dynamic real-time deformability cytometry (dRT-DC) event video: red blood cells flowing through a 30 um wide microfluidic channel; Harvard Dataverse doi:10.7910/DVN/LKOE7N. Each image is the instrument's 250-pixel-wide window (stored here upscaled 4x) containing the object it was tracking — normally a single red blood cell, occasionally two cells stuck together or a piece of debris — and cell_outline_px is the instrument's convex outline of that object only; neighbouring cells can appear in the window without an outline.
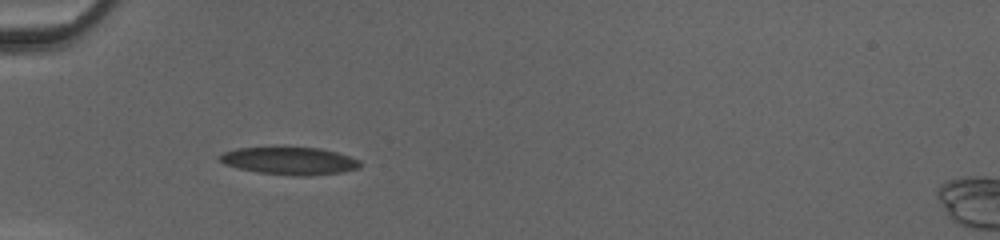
{"species": "common noctule bat (a hibernating species)", "species_latin": "Nyctalus noctula", "temperature_condition": "cold", "stored_images_in_passage": 31, "camera_frame_rate_fps": 3000, "um_per_image_px": 0.085, "animal": {"sex": "female", "body_mass_g": 20.0, "forearm_length_mm": 54.0}, "frame": {"image": 1, "passage_image": 1, "time_ms": 0.0, "image_size_px": [1000, 240], "cell_outline_px": [[360, 168], [340, 172], [304, 176], [296, 176], [260, 172], [240, 168], [224, 164], [220, 160], [220, 156], [224, 152], [236, 148], [320, 148], [336, 152], [360, 160]], "centroid_in_image_um": [24.64, 13.67], "position_along_channel_um": 60.4, "area_um2": 22.02}}
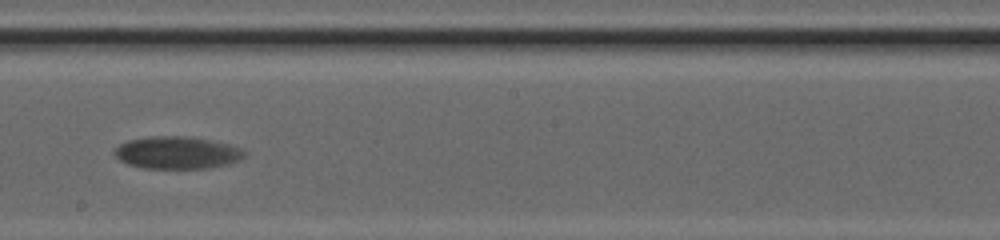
{"frame": {"image": 2, "passage_image": 15, "time_ms": 4.667, "image_size_px": [1000, 240], "cell_outline_px": [[244, 156], [240, 160], [228, 164], [208, 168], [144, 168], [128, 164], [120, 160], [112, 152], [120, 144], [128, 140], [152, 136], [192, 136], [228, 144], [240, 148], [244, 152]], "centroid_in_image_um": [15.04, 12.97], "position_along_channel_um": 233.2, "area_um2": 24.45}}
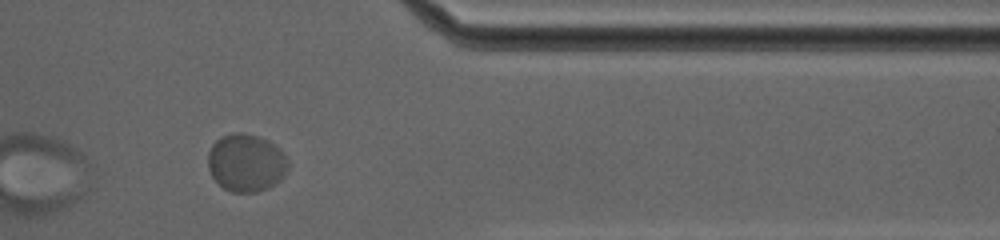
{"frame": {"image": 3, "passage_image": 28, "time_ms": 9.0, "image_size_px": [1000, 240], "cell_outline_px": [[288, 168], [284, 176], [280, 180], [256, 192], [232, 192], [224, 188], [212, 176], [208, 168], [208, 152], [212, 144], [220, 136], [232, 132], [240, 132], [256, 136], [268, 140], [280, 148], [288, 160]], "centroid_in_image_um": [20.91, 13.81], "position_along_channel_um": 390.5, "area_um2": 26.93}, "authors_computed_cell_mechanics": {"area_um2": 24.276, "velocity_mm_per_s": 3.9026, "shape_relaxation_time_tau1_ms": 3.3382, "shape_relaxation_time_tau2_ms": null, "deformation_change_tau1": 0.0815, "deformation_change_tau2": null}}